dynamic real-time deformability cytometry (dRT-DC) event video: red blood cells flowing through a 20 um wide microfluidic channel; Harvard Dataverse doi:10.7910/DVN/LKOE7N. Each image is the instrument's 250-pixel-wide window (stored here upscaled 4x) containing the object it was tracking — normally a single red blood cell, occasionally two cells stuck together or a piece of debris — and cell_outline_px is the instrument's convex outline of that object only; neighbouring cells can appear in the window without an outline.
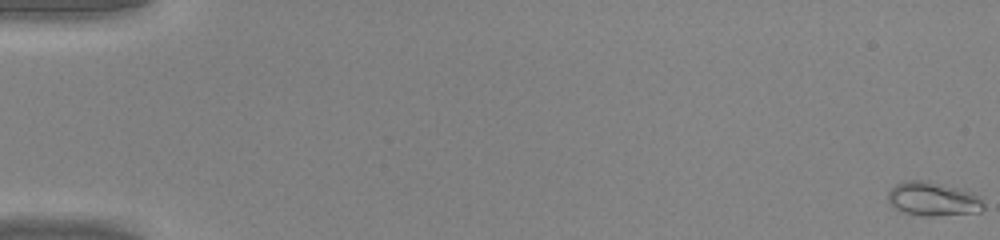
{"species": "common noctule bat (a hibernating species)", "species_latin": "Nyctalus noctula", "temperature_condition": "warm", "stored_images_in_passage": 48, "camera_frame_rate_fps": 3000, "um_per_image_px": 0.085, "animal": {"sex": "male", "body_mass_g": 20.0, "forearm_length_mm": 53.3}, "frame": {"image": 1, "passage_image": 1, "time_ms": 0.0, "image_size_px": [1000, 240], "cell_outline_px": [[984, 208], [980, 212], [932, 216], [924, 216], [900, 212], [888, 200], [888, 192], [896, 184], [904, 180], [924, 180], [972, 192], [980, 196], [984, 204]], "centroid_in_image_um": [79.31, 16.92], "position_along_channel_um": 5.7, "area_um2": 18.84}}
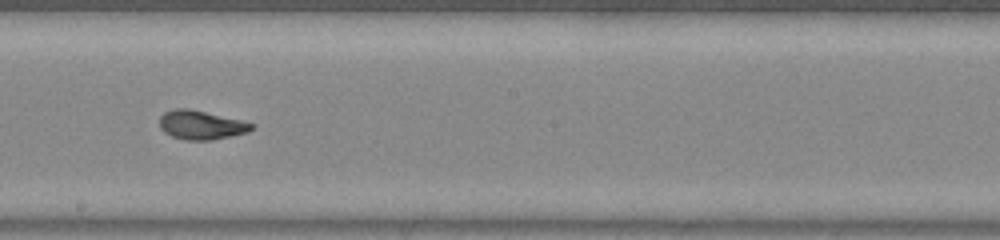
{"frame": {"image": 2, "passage_image": 28, "time_ms": 9.0, "image_size_px": [1000, 240], "cell_outline_px": [[256, 124], [248, 132], [212, 140], [184, 140], [172, 136], [164, 132], [160, 128], [160, 116], [164, 112], [176, 108], [188, 108], [240, 120]], "centroid_in_image_um": [17.07, 10.63], "position_along_channel_um": 231.1, "area_um2": 15.43}}
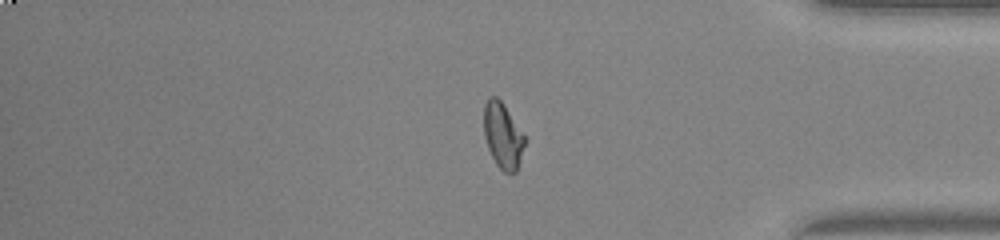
{"frame": {"image": 3, "passage_image": 40, "time_ms": 13.0, "image_size_px": [1000, 240], "cell_outline_px": [[524, 144], [516, 172], [504, 172], [496, 164], [488, 148], [484, 136], [484, 104], [488, 96], [496, 96], [504, 104], [524, 136]], "centroid_in_image_um": [42.7, 11.49], "position_along_channel_um": 392.5, "area_um2": 15.32}}